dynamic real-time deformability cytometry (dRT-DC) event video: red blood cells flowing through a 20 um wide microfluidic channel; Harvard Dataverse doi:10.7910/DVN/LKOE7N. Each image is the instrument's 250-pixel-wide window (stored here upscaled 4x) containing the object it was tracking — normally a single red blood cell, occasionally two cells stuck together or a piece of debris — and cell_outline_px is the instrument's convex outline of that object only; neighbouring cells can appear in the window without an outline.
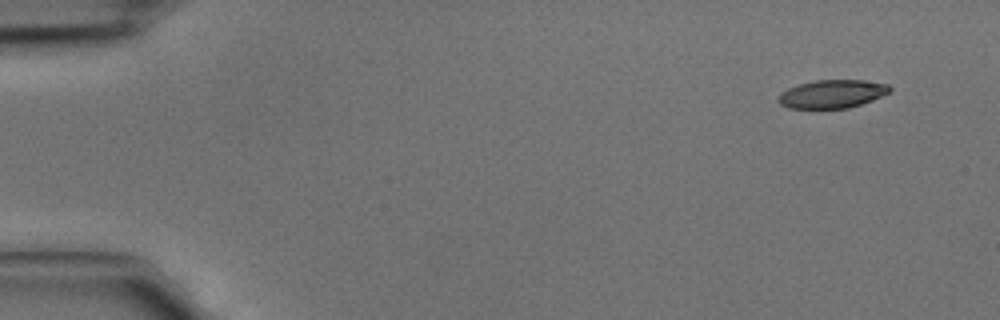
{"species": "common noctule bat (a hibernating species)", "species_latin": "Nyctalus noctula", "temperature_condition": "cold", "stored_images_in_passage": 4, "camera_frame_rate_fps": 3000, "um_per_image_px": 0.085, "animal": {"sex": "male", "body_mass_g": 15.6}, "frame": {"image": 1, "passage_image": 1, "time_ms": 0.0, "image_size_px": [1000, 320], "cell_outline_px": [[892, 92], [872, 100], [848, 108], [788, 108], [780, 104], [776, 100], [776, 96], [780, 92], [788, 88], [800, 84], [816, 80], [864, 80], [888, 84], [892, 88]], "centroid_in_image_um": [70.72, 7.98], "position_along_channel_um": 14.3, "area_um2": 18.5}}
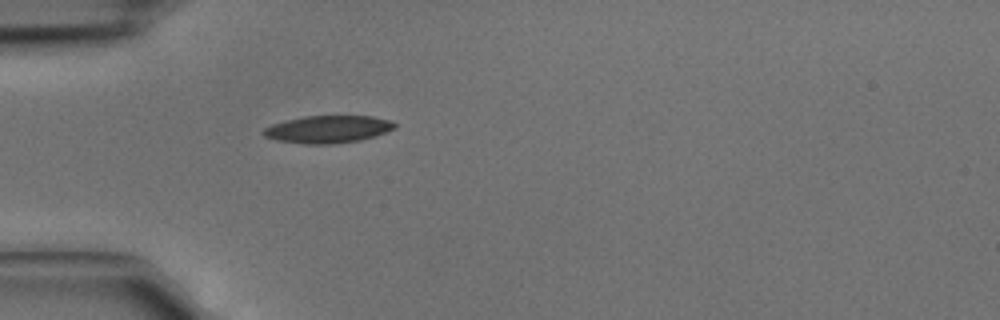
{"frame": {"image": 2, "passage_image": 4, "time_ms": 1.0, "image_size_px": [1000, 320], "cell_outline_px": [[396, 128], [360, 140], [332, 144], [304, 144], [276, 140], [264, 136], [260, 132], [264, 128], [272, 124], [284, 120], [304, 116], [372, 116], [388, 120], [396, 124]], "centroid_in_image_um": [27.81, 10.98], "position_along_channel_um": 57.2, "area_um2": 20.92}}